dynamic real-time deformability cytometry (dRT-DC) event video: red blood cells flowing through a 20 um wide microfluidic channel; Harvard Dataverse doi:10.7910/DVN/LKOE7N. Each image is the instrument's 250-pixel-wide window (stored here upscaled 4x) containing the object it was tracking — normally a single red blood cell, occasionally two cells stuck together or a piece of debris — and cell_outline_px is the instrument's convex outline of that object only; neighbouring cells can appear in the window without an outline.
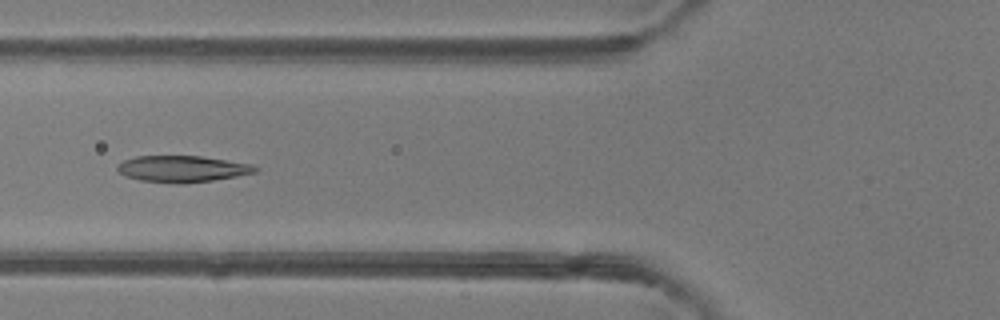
{"species": "common noctule bat (a hibernating species)", "species_latin": "Nyctalus noctula", "temperature_condition": "room temperature", "stored_images_in_passage": 49, "camera_frame_rate_fps": 3000, "um_per_image_px": 0.085, "animal": {"sex": "female"}, "frame": {"image": 1, "passage_image": 19, "time_ms": 6.0, "image_size_px": [1000, 320], "cell_outline_px": [[260, 168], [256, 172], [236, 176], [212, 180], [184, 184], [180, 184], [140, 180], [124, 176], [116, 168], [116, 164], [124, 160], [136, 156], [200, 156], [252, 164]], "centroid_in_image_um": [15.47, 14.35], "position_along_channel_um": 110.3, "area_um2": 21.27}}
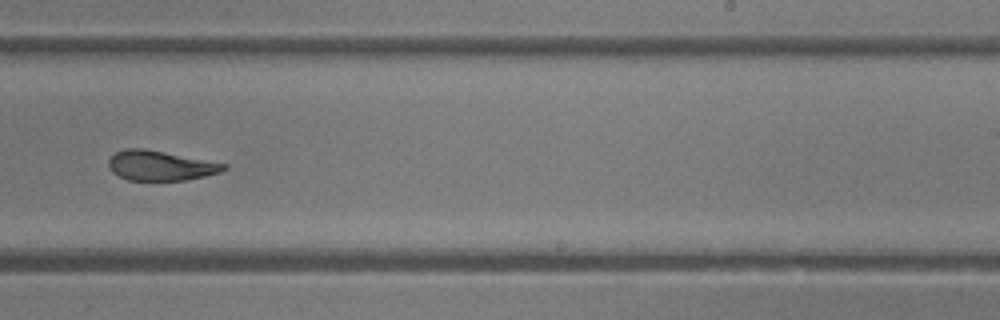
{"frame": {"image": 2, "passage_image": 31, "time_ms": 10.0, "image_size_px": [1000, 320], "cell_outline_px": [[228, 168], [220, 172], [204, 176], [184, 180], [128, 180], [112, 172], [108, 168], [108, 160], [116, 152], [124, 148], [144, 148], [228, 164]], "centroid_in_image_um": [13.62, 14.07], "position_along_channel_um": 275.4, "area_um2": 20.0}}
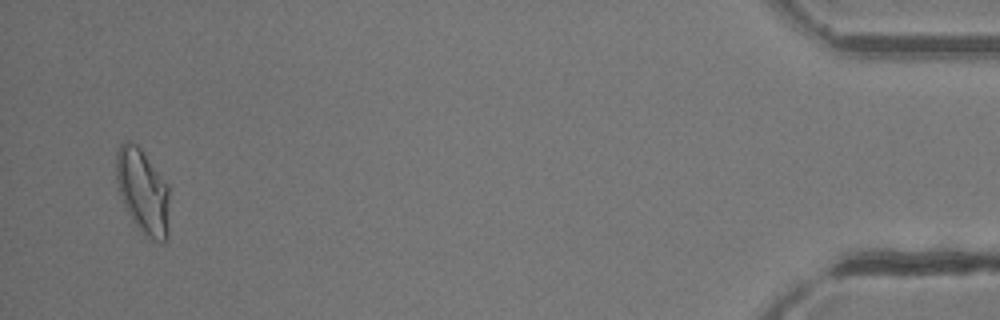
{"frame": {"image": 3, "passage_image": 48, "time_ms": 15.667, "image_size_px": [1000, 320], "cell_outline_px": [[168, 236], [160, 244], [152, 240], [136, 224], [128, 212], [120, 196], [116, 180], [116, 152], [120, 144], [124, 140], [128, 140], [136, 144], [140, 148], [168, 184]], "centroid_in_image_um": [12.13, 16.23], "position_along_channel_um": 423.1, "area_um2": 26.07}, "authors_computed_cell_mechanics": {"area_um2": 22.0218, "velocity_mm_per_s": 4.1183, "shape_relaxation_time_tau1_ms": null, "shape_relaxation_time_tau2_ms": 2.2606, "deformation_change_tau1": null, "deformation_change_tau2": 0.0718}}